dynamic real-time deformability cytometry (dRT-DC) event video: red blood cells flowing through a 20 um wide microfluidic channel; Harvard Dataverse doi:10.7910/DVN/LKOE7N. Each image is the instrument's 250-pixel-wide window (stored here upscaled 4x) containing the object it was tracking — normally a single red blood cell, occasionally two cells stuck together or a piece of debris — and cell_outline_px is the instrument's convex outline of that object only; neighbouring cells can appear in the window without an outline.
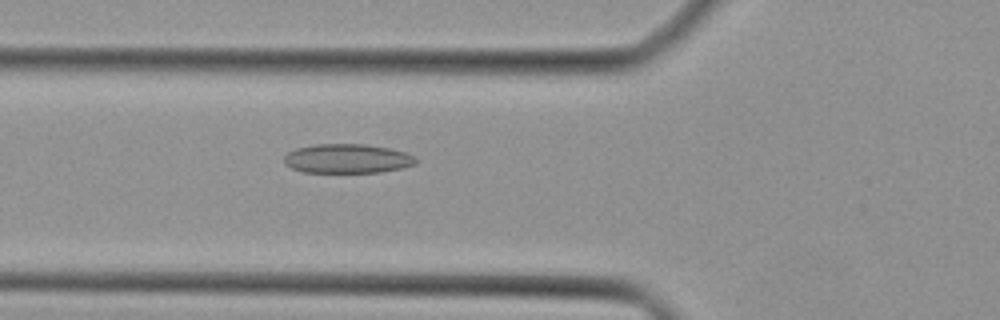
{"species": "Egyptian fruit bat (a non-hibernating species)", "species_latin": "Rousettus aegyptiacus", "temperature_condition": "cold", "stored_images_in_passage": 38, "camera_frame_rate_fps": 3000, "um_per_image_px": 0.085, "animal": {"sex": "female"}, "frame": {"image": 1, "passage_image": 10, "time_ms": 3.0, "image_size_px": [1000, 320], "cell_outline_px": [[416, 164], [400, 168], [380, 172], [304, 172], [292, 168], [284, 164], [284, 156], [288, 152], [296, 148], [316, 144], [364, 144], [388, 148], [404, 152], [416, 156]], "centroid_in_image_um": [29.5, 13.48], "position_along_channel_um": 96.3, "area_um2": 22.37}}
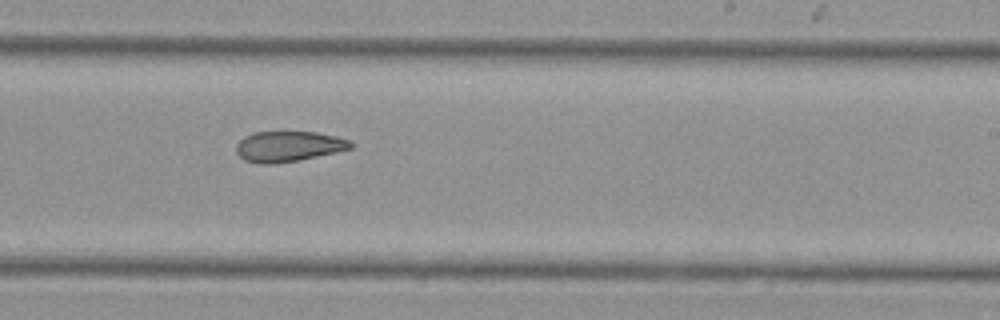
{"frame": {"image": 2, "passage_image": 21, "time_ms": 6.667, "image_size_px": [1000, 320], "cell_outline_px": [[352, 148], [336, 152], [296, 160], [272, 164], [260, 164], [244, 160], [236, 152], [236, 144], [244, 136], [252, 132], [316, 132], [336, 136], [348, 140], [352, 144]], "centroid_in_image_um": [24.47, 12.44], "position_along_channel_um": 264.5, "area_um2": 20.17}}
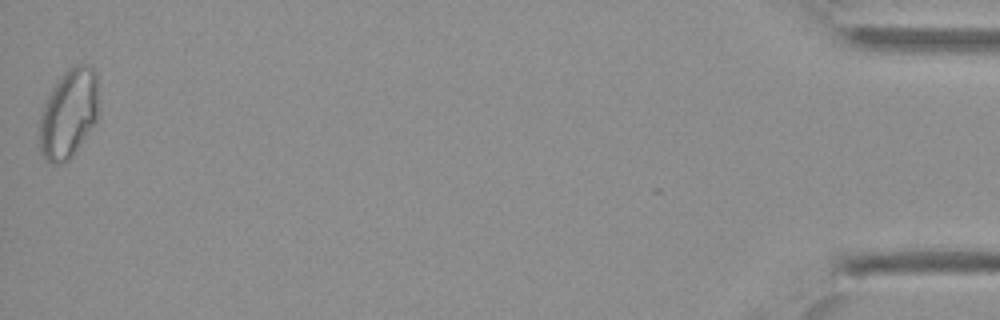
{"frame": {"image": 3, "passage_image": 38, "time_ms": 12.333, "image_size_px": [1000, 320], "cell_outline_px": [[96, 124], [72, 156], [68, 160], [56, 164], [52, 164], [40, 152], [40, 116], [44, 104], [52, 88], [60, 76], [68, 68], [76, 64], [92, 64], [96, 72]], "centroid_in_image_um": [5.83, 9.64], "position_along_channel_um": 429.4, "area_um2": 30.52}}